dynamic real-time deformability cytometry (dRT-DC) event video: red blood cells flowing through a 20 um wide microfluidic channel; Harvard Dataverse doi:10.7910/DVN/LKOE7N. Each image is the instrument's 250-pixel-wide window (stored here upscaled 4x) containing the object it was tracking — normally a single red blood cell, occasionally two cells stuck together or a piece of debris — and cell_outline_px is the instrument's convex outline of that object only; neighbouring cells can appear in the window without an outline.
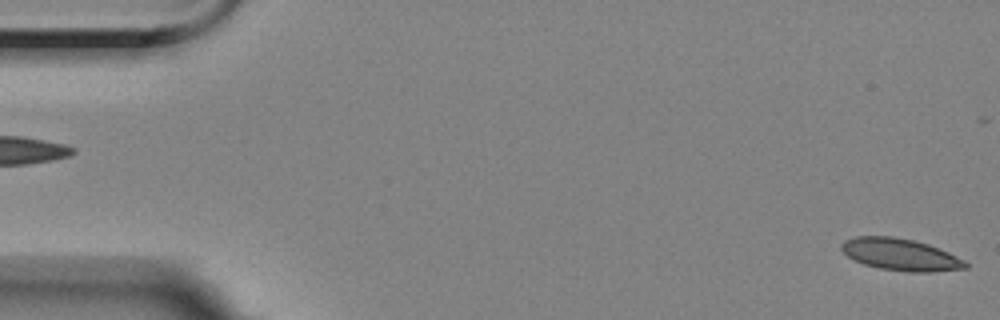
{"species": "Egyptian fruit bat (a non-hibernating species)", "species_latin": "Rousettus aegyptiacus", "temperature_condition": "room temperature", "stored_images_in_passage": 6, "camera_frame_rate_fps": 3000, "um_per_image_px": 0.085, "animal": {"sex": "female"}, "frame": {"image": 1, "passage_image": 1, "time_ms": 0.0, "image_size_px": [1000, 320], "cell_outline_px": [[968, 268], [928, 272], [908, 272], [880, 268], [864, 264], [848, 256], [840, 248], [840, 244], [844, 240], [856, 236], [892, 236], [912, 240], [928, 244], [948, 252], [964, 260], [968, 264]], "centroid_in_image_um": [76.53, 21.63], "position_along_channel_um": 8.5, "area_um2": 22.95}}